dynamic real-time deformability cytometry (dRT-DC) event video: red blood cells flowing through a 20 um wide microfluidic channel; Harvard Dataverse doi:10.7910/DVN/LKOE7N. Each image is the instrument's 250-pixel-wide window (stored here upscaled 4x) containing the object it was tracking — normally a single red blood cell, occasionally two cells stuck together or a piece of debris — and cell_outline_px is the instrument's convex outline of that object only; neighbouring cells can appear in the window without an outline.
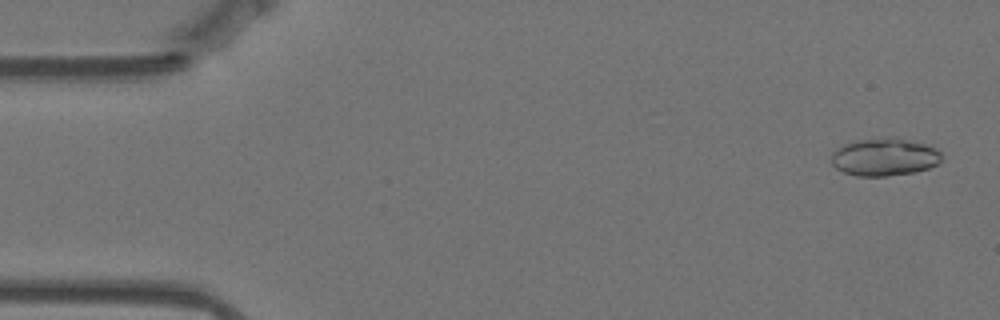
{"species": "Egyptian fruit bat (a non-hibernating species)", "species_latin": "Rousettus aegyptiacus", "temperature_condition": "warm", "stored_images_in_passage": 57, "camera_frame_rate_fps": 3000, "um_per_image_px": 0.085, "animal": {"sex": "female"}, "frame": {"image": 1, "passage_image": 2, "time_ms": 0.333, "image_size_px": [1000, 320], "cell_outline_px": [[940, 160], [936, 164], [928, 168], [916, 172], [888, 176], [856, 176], [844, 172], [836, 168], [832, 164], [832, 152], [836, 148], [844, 144], [856, 140], [892, 136], [896, 136], [924, 144], [936, 148], [940, 152]], "centroid_in_image_um": [75.16, 13.33], "position_along_channel_um": 9.8, "area_um2": 24.39}}
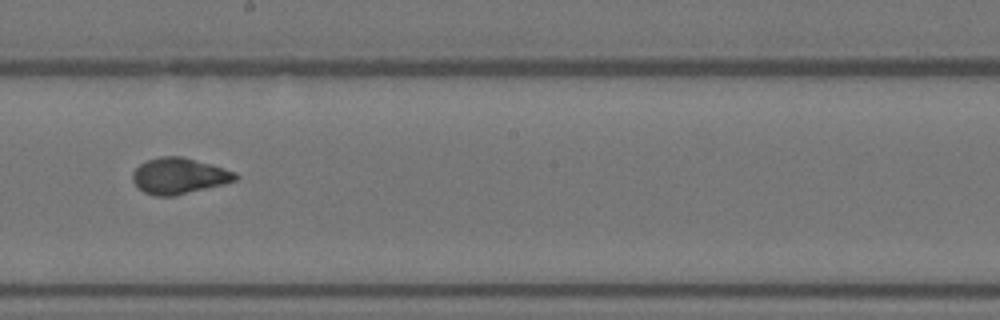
{"frame": {"image": 2, "passage_image": 31, "time_ms": 10.0, "image_size_px": [1000, 320], "cell_outline_px": [[240, 176], [236, 180], [224, 184], [172, 196], [156, 196], [144, 192], [132, 180], [132, 172], [140, 164], [148, 160], [160, 156], [180, 156], [236, 172]], "centroid_in_image_um": [15.2, 14.95], "position_along_channel_um": 233.0, "area_um2": 21.21}}
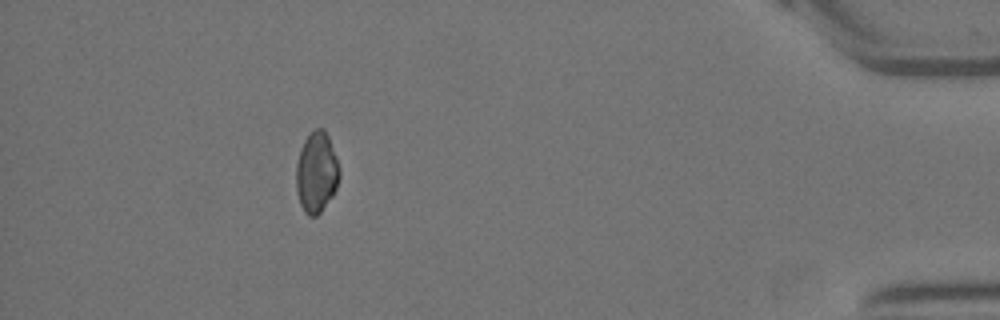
{"frame": {"image": 3, "passage_image": 51, "time_ms": 16.667, "image_size_px": [1000, 320], "cell_outline_px": [[340, 176], [336, 188], [332, 196], [320, 212], [316, 216], [308, 216], [304, 212], [300, 204], [296, 188], [296, 164], [300, 148], [304, 140], [316, 128], [324, 128], [328, 136], [336, 156], [340, 168]], "centroid_in_image_um": [26.9, 14.65], "position_along_channel_um": 408.3, "area_um2": 20.4}, "authors_computed_cell_mechanics": {"area_um2": 21.4438, "velocity_mm_per_s": 3.5221, "shape_relaxation_time_tau1_ms": 7.1519, "shape_relaxation_time_tau2_ms": 1.4886, "deformation_change_tau1": 0.1567, "deformation_change_tau2": 0.0523}}